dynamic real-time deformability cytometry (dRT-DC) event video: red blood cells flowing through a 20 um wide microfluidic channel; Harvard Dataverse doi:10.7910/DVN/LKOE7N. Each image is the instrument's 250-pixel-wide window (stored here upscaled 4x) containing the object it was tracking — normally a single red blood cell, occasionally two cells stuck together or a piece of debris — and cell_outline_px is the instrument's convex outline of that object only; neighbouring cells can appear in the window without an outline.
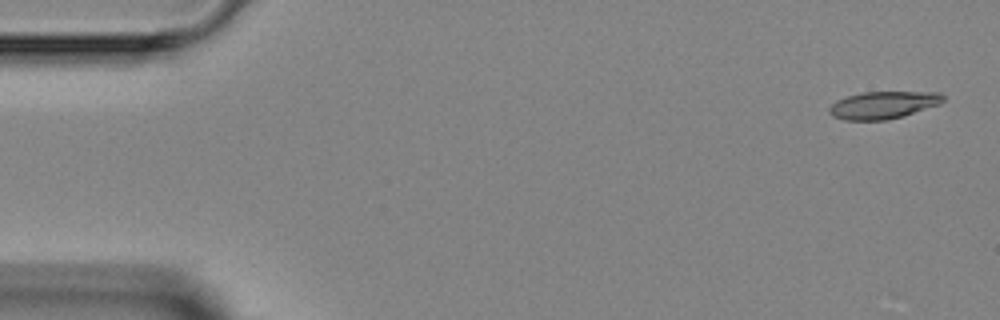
{"species": "Egyptian fruit bat (a non-hibernating species)", "species_latin": "Rousettus aegyptiacus", "temperature_condition": "room temperature", "stored_images_in_passage": 3, "camera_frame_rate_fps": 3000, "um_per_image_px": 0.085, "animal": {"sex": "female"}, "frame": {"image": 1, "passage_image": 1, "time_ms": 0.0, "image_size_px": [1000, 320], "cell_outline_px": [[944, 100], [940, 104], [904, 116], [888, 120], [844, 120], [832, 116], [828, 112], [828, 108], [836, 100], [848, 96], [864, 92], [940, 92], [944, 96]], "centroid_in_image_um": [75.07, 8.93], "position_along_channel_um": 9.9, "area_um2": 18.26}}